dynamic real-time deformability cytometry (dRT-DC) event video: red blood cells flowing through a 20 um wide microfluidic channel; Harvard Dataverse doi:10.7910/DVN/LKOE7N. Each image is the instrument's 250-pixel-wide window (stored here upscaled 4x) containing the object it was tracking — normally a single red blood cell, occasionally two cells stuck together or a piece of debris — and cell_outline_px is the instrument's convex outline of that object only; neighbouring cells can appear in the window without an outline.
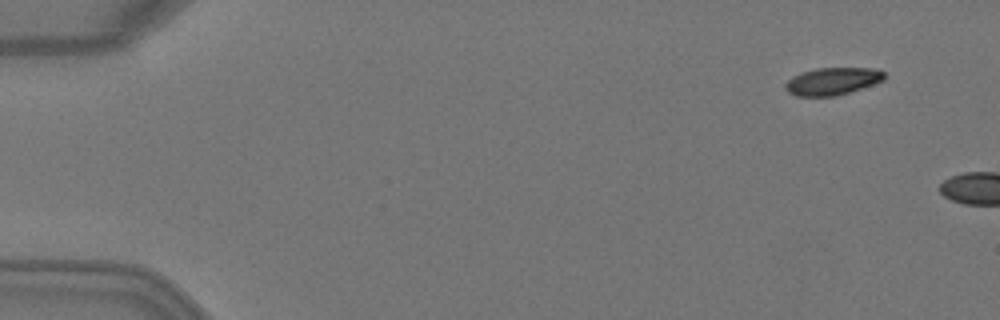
{"species": "Egyptian fruit bat (a non-hibernating species)", "species_latin": "Rousettus aegyptiacus", "temperature_condition": "warm", "stored_images_in_passage": 2, "camera_frame_rate_fps": 3000, "um_per_image_px": 0.085, "animal": {"sex": "female"}, "frame": {"image": 1, "passage_image": 1, "time_ms": 0.0, "image_size_px": [1000, 320], "cell_outline_px": [[884, 80], [836, 96], [796, 96], [788, 92], [784, 88], [784, 84], [792, 76], [800, 72], [816, 68], [872, 68], [884, 72]], "centroid_in_image_um": [70.69, 6.9], "position_along_channel_um": 14.3, "area_um2": 15.72}}